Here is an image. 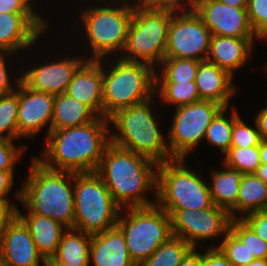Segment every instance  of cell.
Segmentation results:
<instances>
[{"label": "cell", "instance_id": "cell-35", "mask_svg": "<svg viewBox=\"0 0 267 266\" xmlns=\"http://www.w3.org/2000/svg\"><path fill=\"white\" fill-rule=\"evenodd\" d=\"M218 247L233 266H243L255 260L247 246L230 230Z\"/></svg>", "mask_w": 267, "mask_h": 266}, {"label": "cell", "instance_id": "cell-19", "mask_svg": "<svg viewBox=\"0 0 267 266\" xmlns=\"http://www.w3.org/2000/svg\"><path fill=\"white\" fill-rule=\"evenodd\" d=\"M101 59H87L74 73L66 94L103 117V65Z\"/></svg>", "mask_w": 267, "mask_h": 266}, {"label": "cell", "instance_id": "cell-11", "mask_svg": "<svg viewBox=\"0 0 267 266\" xmlns=\"http://www.w3.org/2000/svg\"><path fill=\"white\" fill-rule=\"evenodd\" d=\"M223 108L214 101L200 100L176 107L168 146L173 159H184L205 138L212 119Z\"/></svg>", "mask_w": 267, "mask_h": 266}, {"label": "cell", "instance_id": "cell-20", "mask_svg": "<svg viewBox=\"0 0 267 266\" xmlns=\"http://www.w3.org/2000/svg\"><path fill=\"white\" fill-rule=\"evenodd\" d=\"M89 258L94 266H136L130 258L123 232L117 225L91 235Z\"/></svg>", "mask_w": 267, "mask_h": 266}, {"label": "cell", "instance_id": "cell-6", "mask_svg": "<svg viewBox=\"0 0 267 266\" xmlns=\"http://www.w3.org/2000/svg\"><path fill=\"white\" fill-rule=\"evenodd\" d=\"M116 61L109 71L103 67V117L108 119L118 110L156 95L155 69L120 57Z\"/></svg>", "mask_w": 267, "mask_h": 266}, {"label": "cell", "instance_id": "cell-1", "mask_svg": "<svg viewBox=\"0 0 267 266\" xmlns=\"http://www.w3.org/2000/svg\"><path fill=\"white\" fill-rule=\"evenodd\" d=\"M109 123L108 118L97 116L84 125L51 130L46 136L43 157L36 159L56 171L96 172L111 143Z\"/></svg>", "mask_w": 267, "mask_h": 266}, {"label": "cell", "instance_id": "cell-16", "mask_svg": "<svg viewBox=\"0 0 267 266\" xmlns=\"http://www.w3.org/2000/svg\"><path fill=\"white\" fill-rule=\"evenodd\" d=\"M49 23L38 13H0V49L30 48Z\"/></svg>", "mask_w": 267, "mask_h": 266}, {"label": "cell", "instance_id": "cell-14", "mask_svg": "<svg viewBox=\"0 0 267 266\" xmlns=\"http://www.w3.org/2000/svg\"><path fill=\"white\" fill-rule=\"evenodd\" d=\"M191 8L211 35L259 39L249 22L246 8L228 6L219 0H194Z\"/></svg>", "mask_w": 267, "mask_h": 266}, {"label": "cell", "instance_id": "cell-48", "mask_svg": "<svg viewBox=\"0 0 267 266\" xmlns=\"http://www.w3.org/2000/svg\"><path fill=\"white\" fill-rule=\"evenodd\" d=\"M261 164H267V140H261L259 144Z\"/></svg>", "mask_w": 267, "mask_h": 266}, {"label": "cell", "instance_id": "cell-50", "mask_svg": "<svg viewBox=\"0 0 267 266\" xmlns=\"http://www.w3.org/2000/svg\"><path fill=\"white\" fill-rule=\"evenodd\" d=\"M255 174L267 184V164H261L257 168Z\"/></svg>", "mask_w": 267, "mask_h": 266}, {"label": "cell", "instance_id": "cell-26", "mask_svg": "<svg viewBox=\"0 0 267 266\" xmlns=\"http://www.w3.org/2000/svg\"><path fill=\"white\" fill-rule=\"evenodd\" d=\"M67 231L53 257L69 266H90L91 235L75 229Z\"/></svg>", "mask_w": 267, "mask_h": 266}, {"label": "cell", "instance_id": "cell-52", "mask_svg": "<svg viewBox=\"0 0 267 266\" xmlns=\"http://www.w3.org/2000/svg\"><path fill=\"white\" fill-rule=\"evenodd\" d=\"M243 266H267V258L265 259H255L253 262L248 263Z\"/></svg>", "mask_w": 267, "mask_h": 266}, {"label": "cell", "instance_id": "cell-25", "mask_svg": "<svg viewBox=\"0 0 267 266\" xmlns=\"http://www.w3.org/2000/svg\"><path fill=\"white\" fill-rule=\"evenodd\" d=\"M97 115L85 104L66 93L55 95L51 130L84 125Z\"/></svg>", "mask_w": 267, "mask_h": 266}, {"label": "cell", "instance_id": "cell-27", "mask_svg": "<svg viewBox=\"0 0 267 266\" xmlns=\"http://www.w3.org/2000/svg\"><path fill=\"white\" fill-rule=\"evenodd\" d=\"M267 209V184L255 173L244 174L240 183L236 211L245 215Z\"/></svg>", "mask_w": 267, "mask_h": 266}, {"label": "cell", "instance_id": "cell-23", "mask_svg": "<svg viewBox=\"0 0 267 266\" xmlns=\"http://www.w3.org/2000/svg\"><path fill=\"white\" fill-rule=\"evenodd\" d=\"M17 217L25 224L37 251L45 259L53 257L58 249L62 234L66 231L61 224L52 218L27 212V214L17 211Z\"/></svg>", "mask_w": 267, "mask_h": 266}, {"label": "cell", "instance_id": "cell-39", "mask_svg": "<svg viewBox=\"0 0 267 266\" xmlns=\"http://www.w3.org/2000/svg\"><path fill=\"white\" fill-rule=\"evenodd\" d=\"M182 2V0H139L138 2L135 1L136 4L134 3L133 6L142 9H167L172 11H180V9L185 10L189 9V7L191 8L194 0H188L185 2L187 4Z\"/></svg>", "mask_w": 267, "mask_h": 266}, {"label": "cell", "instance_id": "cell-41", "mask_svg": "<svg viewBox=\"0 0 267 266\" xmlns=\"http://www.w3.org/2000/svg\"><path fill=\"white\" fill-rule=\"evenodd\" d=\"M202 266H233L222 251L212 245L201 254Z\"/></svg>", "mask_w": 267, "mask_h": 266}, {"label": "cell", "instance_id": "cell-24", "mask_svg": "<svg viewBox=\"0 0 267 266\" xmlns=\"http://www.w3.org/2000/svg\"><path fill=\"white\" fill-rule=\"evenodd\" d=\"M225 167L227 170L212 172V183L208 184L210 193L214 205L228 211L232 219H239L237 215L235 216V211L239 187L244 173L228 166Z\"/></svg>", "mask_w": 267, "mask_h": 266}, {"label": "cell", "instance_id": "cell-49", "mask_svg": "<svg viewBox=\"0 0 267 266\" xmlns=\"http://www.w3.org/2000/svg\"><path fill=\"white\" fill-rule=\"evenodd\" d=\"M220 2L237 8H246L248 0H219Z\"/></svg>", "mask_w": 267, "mask_h": 266}, {"label": "cell", "instance_id": "cell-3", "mask_svg": "<svg viewBox=\"0 0 267 266\" xmlns=\"http://www.w3.org/2000/svg\"><path fill=\"white\" fill-rule=\"evenodd\" d=\"M24 184L16 193V199L20 200L27 212L47 216L65 229H73V172L49 169L33 157L30 173Z\"/></svg>", "mask_w": 267, "mask_h": 266}, {"label": "cell", "instance_id": "cell-17", "mask_svg": "<svg viewBox=\"0 0 267 266\" xmlns=\"http://www.w3.org/2000/svg\"><path fill=\"white\" fill-rule=\"evenodd\" d=\"M44 258L37 251L32 235L18 218L0 236V263L4 266H39Z\"/></svg>", "mask_w": 267, "mask_h": 266}, {"label": "cell", "instance_id": "cell-12", "mask_svg": "<svg viewBox=\"0 0 267 266\" xmlns=\"http://www.w3.org/2000/svg\"><path fill=\"white\" fill-rule=\"evenodd\" d=\"M211 36L209 29L192 8L182 11L171 10L164 58L205 61L210 49Z\"/></svg>", "mask_w": 267, "mask_h": 266}, {"label": "cell", "instance_id": "cell-38", "mask_svg": "<svg viewBox=\"0 0 267 266\" xmlns=\"http://www.w3.org/2000/svg\"><path fill=\"white\" fill-rule=\"evenodd\" d=\"M23 152L24 148H16L12 140H0V170L14 171L15 162Z\"/></svg>", "mask_w": 267, "mask_h": 266}, {"label": "cell", "instance_id": "cell-43", "mask_svg": "<svg viewBox=\"0 0 267 266\" xmlns=\"http://www.w3.org/2000/svg\"><path fill=\"white\" fill-rule=\"evenodd\" d=\"M9 200H0V236L16 219L18 208Z\"/></svg>", "mask_w": 267, "mask_h": 266}, {"label": "cell", "instance_id": "cell-13", "mask_svg": "<svg viewBox=\"0 0 267 266\" xmlns=\"http://www.w3.org/2000/svg\"><path fill=\"white\" fill-rule=\"evenodd\" d=\"M170 215L172 235L196 248L197 240H209L230 231V213L216 205L204 210L163 209Z\"/></svg>", "mask_w": 267, "mask_h": 266}, {"label": "cell", "instance_id": "cell-18", "mask_svg": "<svg viewBox=\"0 0 267 266\" xmlns=\"http://www.w3.org/2000/svg\"><path fill=\"white\" fill-rule=\"evenodd\" d=\"M87 59L78 57L66 58L40 64L25 72L21 80L31 89L58 95L65 93L74 73Z\"/></svg>", "mask_w": 267, "mask_h": 266}, {"label": "cell", "instance_id": "cell-51", "mask_svg": "<svg viewBox=\"0 0 267 266\" xmlns=\"http://www.w3.org/2000/svg\"><path fill=\"white\" fill-rule=\"evenodd\" d=\"M44 266H69V265L56 260L54 257H49L45 259Z\"/></svg>", "mask_w": 267, "mask_h": 266}, {"label": "cell", "instance_id": "cell-2", "mask_svg": "<svg viewBox=\"0 0 267 266\" xmlns=\"http://www.w3.org/2000/svg\"><path fill=\"white\" fill-rule=\"evenodd\" d=\"M157 166L150 158L110 143L96 173L120 208L147 207L156 204L144 195L153 189L156 195Z\"/></svg>", "mask_w": 267, "mask_h": 266}, {"label": "cell", "instance_id": "cell-5", "mask_svg": "<svg viewBox=\"0 0 267 266\" xmlns=\"http://www.w3.org/2000/svg\"><path fill=\"white\" fill-rule=\"evenodd\" d=\"M121 210L96 172L74 173L73 229L102 233L116 226Z\"/></svg>", "mask_w": 267, "mask_h": 266}, {"label": "cell", "instance_id": "cell-33", "mask_svg": "<svg viewBox=\"0 0 267 266\" xmlns=\"http://www.w3.org/2000/svg\"><path fill=\"white\" fill-rule=\"evenodd\" d=\"M224 165L244 174L255 173L261 165L259 146L230 147L225 153Z\"/></svg>", "mask_w": 267, "mask_h": 266}, {"label": "cell", "instance_id": "cell-10", "mask_svg": "<svg viewBox=\"0 0 267 266\" xmlns=\"http://www.w3.org/2000/svg\"><path fill=\"white\" fill-rule=\"evenodd\" d=\"M126 4V2L121 3L118 7L95 6L81 11V20L93 52L90 60H103L104 57L118 50L120 54L123 53L134 12V6Z\"/></svg>", "mask_w": 267, "mask_h": 266}, {"label": "cell", "instance_id": "cell-15", "mask_svg": "<svg viewBox=\"0 0 267 266\" xmlns=\"http://www.w3.org/2000/svg\"><path fill=\"white\" fill-rule=\"evenodd\" d=\"M55 95L29 88L22 80L19 82L18 105V139L31 137L41 131L51 122Z\"/></svg>", "mask_w": 267, "mask_h": 266}, {"label": "cell", "instance_id": "cell-28", "mask_svg": "<svg viewBox=\"0 0 267 266\" xmlns=\"http://www.w3.org/2000/svg\"><path fill=\"white\" fill-rule=\"evenodd\" d=\"M193 247L180 237L171 236L140 266H179Z\"/></svg>", "mask_w": 267, "mask_h": 266}, {"label": "cell", "instance_id": "cell-47", "mask_svg": "<svg viewBox=\"0 0 267 266\" xmlns=\"http://www.w3.org/2000/svg\"><path fill=\"white\" fill-rule=\"evenodd\" d=\"M179 266H202L201 252L198 253L196 248H192L182 259V262Z\"/></svg>", "mask_w": 267, "mask_h": 266}, {"label": "cell", "instance_id": "cell-31", "mask_svg": "<svg viewBox=\"0 0 267 266\" xmlns=\"http://www.w3.org/2000/svg\"><path fill=\"white\" fill-rule=\"evenodd\" d=\"M157 92H159L158 95H160L164 103H172L175 104L176 107L201 100L195 81L184 83L155 82L156 95Z\"/></svg>", "mask_w": 267, "mask_h": 266}, {"label": "cell", "instance_id": "cell-30", "mask_svg": "<svg viewBox=\"0 0 267 266\" xmlns=\"http://www.w3.org/2000/svg\"><path fill=\"white\" fill-rule=\"evenodd\" d=\"M227 109L228 107H223L212 119L204 138L211 146H216L224 154L231 147L234 121L239 117L237 111L233 109L231 117L226 118Z\"/></svg>", "mask_w": 267, "mask_h": 266}, {"label": "cell", "instance_id": "cell-44", "mask_svg": "<svg viewBox=\"0 0 267 266\" xmlns=\"http://www.w3.org/2000/svg\"><path fill=\"white\" fill-rule=\"evenodd\" d=\"M8 56L9 54H13L14 52L9 50L0 49V96L1 95H7L10 93L15 92L16 90L12 87V84H10L9 74L7 72L6 68V62H5V55ZM8 54V55H7Z\"/></svg>", "mask_w": 267, "mask_h": 266}, {"label": "cell", "instance_id": "cell-7", "mask_svg": "<svg viewBox=\"0 0 267 266\" xmlns=\"http://www.w3.org/2000/svg\"><path fill=\"white\" fill-rule=\"evenodd\" d=\"M185 159L157 166V205L162 209L204 210L214 206L209 185L188 168Z\"/></svg>", "mask_w": 267, "mask_h": 266}, {"label": "cell", "instance_id": "cell-4", "mask_svg": "<svg viewBox=\"0 0 267 266\" xmlns=\"http://www.w3.org/2000/svg\"><path fill=\"white\" fill-rule=\"evenodd\" d=\"M149 99L118 110L109 121L120 131L110 134L111 143L154 160L157 164L173 160L169 146L157 126Z\"/></svg>", "mask_w": 267, "mask_h": 266}, {"label": "cell", "instance_id": "cell-8", "mask_svg": "<svg viewBox=\"0 0 267 266\" xmlns=\"http://www.w3.org/2000/svg\"><path fill=\"white\" fill-rule=\"evenodd\" d=\"M171 24V10L134 7L127 43L120 58L156 69L164 59ZM157 62V63H155Z\"/></svg>", "mask_w": 267, "mask_h": 266}, {"label": "cell", "instance_id": "cell-32", "mask_svg": "<svg viewBox=\"0 0 267 266\" xmlns=\"http://www.w3.org/2000/svg\"><path fill=\"white\" fill-rule=\"evenodd\" d=\"M18 91L0 96V140H16L18 138V105H19V82ZM7 132L6 135L4 133Z\"/></svg>", "mask_w": 267, "mask_h": 266}, {"label": "cell", "instance_id": "cell-9", "mask_svg": "<svg viewBox=\"0 0 267 266\" xmlns=\"http://www.w3.org/2000/svg\"><path fill=\"white\" fill-rule=\"evenodd\" d=\"M117 226L123 232L130 258L140 266L160 245L172 236L170 215L157 204L126 208Z\"/></svg>", "mask_w": 267, "mask_h": 266}, {"label": "cell", "instance_id": "cell-42", "mask_svg": "<svg viewBox=\"0 0 267 266\" xmlns=\"http://www.w3.org/2000/svg\"><path fill=\"white\" fill-rule=\"evenodd\" d=\"M30 0H0V13H36Z\"/></svg>", "mask_w": 267, "mask_h": 266}, {"label": "cell", "instance_id": "cell-36", "mask_svg": "<svg viewBox=\"0 0 267 266\" xmlns=\"http://www.w3.org/2000/svg\"><path fill=\"white\" fill-rule=\"evenodd\" d=\"M249 22L259 40L267 36V0H248L246 6Z\"/></svg>", "mask_w": 267, "mask_h": 266}, {"label": "cell", "instance_id": "cell-21", "mask_svg": "<svg viewBox=\"0 0 267 266\" xmlns=\"http://www.w3.org/2000/svg\"><path fill=\"white\" fill-rule=\"evenodd\" d=\"M254 38H235L212 35L207 61L226 70L231 76L251 55Z\"/></svg>", "mask_w": 267, "mask_h": 266}, {"label": "cell", "instance_id": "cell-34", "mask_svg": "<svg viewBox=\"0 0 267 266\" xmlns=\"http://www.w3.org/2000/svg\"><path fill=\"white\" fill-rule=\"evenodd\" d=\"M230 230L247 246L255 259L267 258V242L261 239L241 218L232 219Z\"/></svg>", "mask_w": 267, "mask_h": 266}, {"label": "cell", "instance_id": "cell-29", "mask_svg": "<svg viewBox=\"0 0 267 266\" xmlns=\"http://www.w3.org/2000/svg\"><path fill=\"white\" fill-rule=\"evenodd\" d=\"M201 61L186 58H164L159 66V76L155 71V82L184 83L195 81L196 72Z\"/></svg>", "mask_w": 267, "mask_h": 266}, {"label": "cell", "instance_id": "cell-45", "mask_svg": "<svg viewBox=\"0 0 267 266\" xmlns=\"http://www.w3.org/2000/svg\"><path fill=\"white\" fill-rule=\"evenodd\" d=\"M14 182V171L0 170V200H9L8 193Z\"/></svg>", "mask_w": 267, "mask_h": 266}, {"label": "cell", "instance_id": "cell-46", "mask_svg": "<svg viewBox=\"0 0 267 266\" xmlns=\"http://www.w3.org/2000/svg\"><path fill=\"white\" fill-rule=\"evenodd\" d=\"M255 117V125H257L260 139L267 140V107L260 110Z\"/></svg>", "mask_w": 267, "mask_h": 266}, {"label": "cell", "instance_id": "cell-22", "mask_svg": "<svg viewBox=\"0 0 267 266\" xmlns=\"http://www.w3.org/2000/svg\"><path fill=\"white\" fill-rule=\"evenodd\" d=\"M226 70L207 60L201 61L196 72L195 83L201 100H209L228 107L229 100L235 94V86Z\"/></svg>", "mask_w": 267, "mask_h": 266}, {"label": "cell", "instance_id": "cell-37", "mask_svg": "<svg viewBox=\"0 0 267 266\" xmlns=\"http://www.w3.org/2000/svg\"><path fill=\"white\" fill-rule=\"evenodd\" d=\"M260 141L257 125L256 128L246 125L240 116L234 121L231 147L259 146Z\"/></svg>", "mask_w": 267, "mask_h": 266}, {"label": "cell", "instance_id": "cell-40", "mask_svg": "<svg viewBox=\"0 0 267 266\" xmlns=\"http://www.w3.org/2000/svg\"><path fill=\"white\" fill-rule=\"evenodd\" d=\"M241 219L265 242H267V209L243 215Z\"/></svg>", "mask_w": 267, "mask_h": 266}]
</instances>
